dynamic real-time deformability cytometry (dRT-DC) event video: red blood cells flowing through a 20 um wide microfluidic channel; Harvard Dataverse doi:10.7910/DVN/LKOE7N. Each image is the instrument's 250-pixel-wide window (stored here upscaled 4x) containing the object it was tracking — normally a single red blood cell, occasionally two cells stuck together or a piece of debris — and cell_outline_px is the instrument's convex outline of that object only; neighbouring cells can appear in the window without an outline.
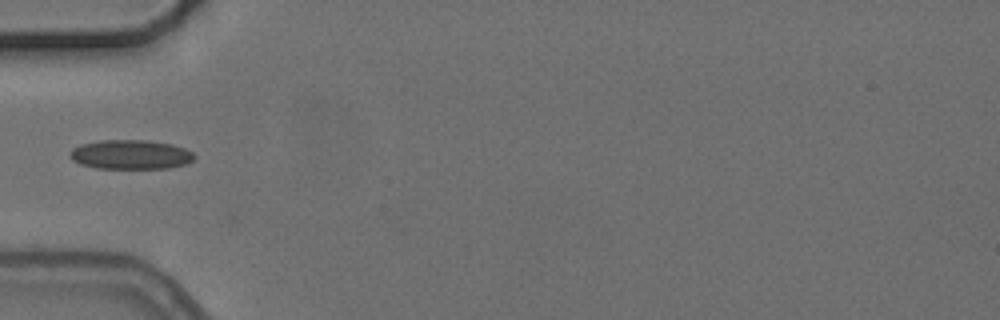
{"species": "common noctule bat (a hibernating species)", "species_latin": "Nyctalus noctula", "temperature_condition": "cold", "stored_images_in_passage": 1, "camera_frame_rate_fps": 3000, "um_per_image_px": 0.085, "animal": {"sex": "female", "body_mass_g": 24.6, "forearm_length_mm": 56.2}, "frame": {"image": 1, "passage_image": 1, "time_ms": 0.0, "image_size_px": [1000, 320], "cell_outline_px": [[196, 156], [192, 160], [184, 164], [168, 168], [96, 168], [80, 164], [72, 160], [68, 156], [72, 148], [84, 144], [100, 140], [144, 140], [172, 144], [184, 148], [192, 152]], "centroid_in_image_um": [11.08, 13.14], "position_along_channel_um": 73.9, "area_um2": 21.15}}